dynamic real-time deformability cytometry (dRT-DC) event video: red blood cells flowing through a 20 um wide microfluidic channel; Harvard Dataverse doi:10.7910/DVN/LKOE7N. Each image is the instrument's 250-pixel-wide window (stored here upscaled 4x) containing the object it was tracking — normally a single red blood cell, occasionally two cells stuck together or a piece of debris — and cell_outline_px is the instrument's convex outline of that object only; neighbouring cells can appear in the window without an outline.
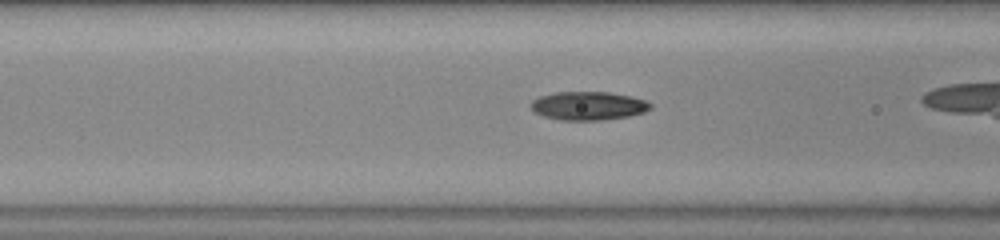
{"species": "common noctule bat (a hibernating species)", "species_latin": "Nyctalus noctula", "temperature_condition": "warm", "stored_images_in_passage": 38, "camera_frame_rate_fps": 3000, "um_per_image_px": 0.085, "animal": {"sex": "female", "body_mass_g": 23.0, "forearm_length_mm": 53.4}, "frame": {"image": 1, "passage_image": 18, "time_ms": 5.667, "image_size_px": [1000, 240], "cell_outline_px": [[652, 108], [644, 112], [628, 116], [600, 120], [560, 120], [544, 116], [536, 112], [532, 108], [532, 100], [540, 96], [556, 92], [608, 92], [632, 96], [644, 100], [652, 104]], "centroid_in_image_um": [50.03, 8.99], "position_along_channel_um": 116.6, "area_um2": 19.71}}
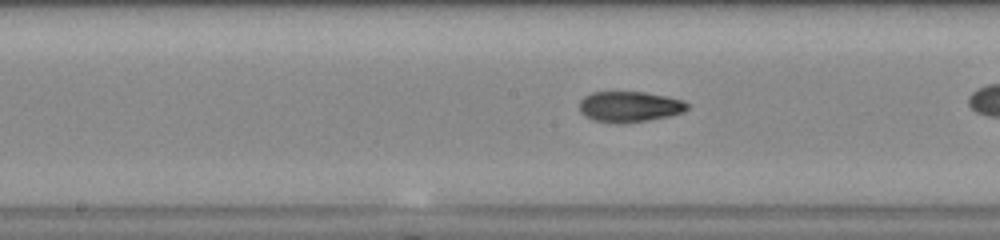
{"frame": {"image": 2, "passage_image": 24, "time_ms": 7.667, "image_size_px": [1000, 240], "cell_outline_px": [[688, 108], [684, 112], [668, 116], [648, 120], [620, 124], [616, 124], [592, 120], [584, 116], [580, 112], [580, 100], [584, 96], [592, 92], [644, 92], [668, 96], [684, 100], [688, 104]], "centroid_in_image_um": [53.5, 9.07], "position_along_channel_um": 194.7, "area_um2": 19.54}}
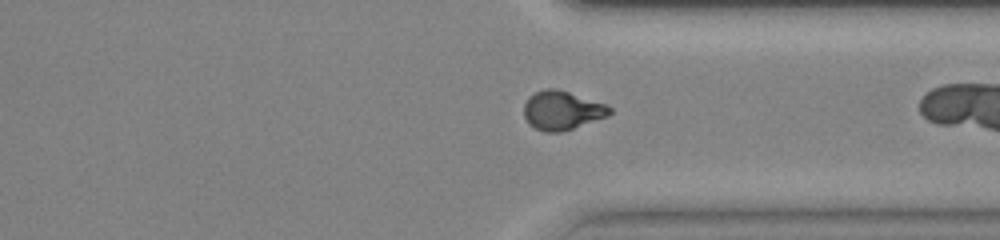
{"frame": {"image": 3, "passage_image": 37, "time_ms": 12.0, "image_size_px": [1000, 240], "cell_outline_px": [[612, 112], [608, 116], [564, 132], [544, 132], [528, 124], [524, 116], [524, 104], [528, 96], [544, 88], [556, 88], [604, 104], [612, 108]], "centroid_in_image_um": [47.75, 9.4], "position_along_channel_um": 363.7, "area_um2": 19.48}}